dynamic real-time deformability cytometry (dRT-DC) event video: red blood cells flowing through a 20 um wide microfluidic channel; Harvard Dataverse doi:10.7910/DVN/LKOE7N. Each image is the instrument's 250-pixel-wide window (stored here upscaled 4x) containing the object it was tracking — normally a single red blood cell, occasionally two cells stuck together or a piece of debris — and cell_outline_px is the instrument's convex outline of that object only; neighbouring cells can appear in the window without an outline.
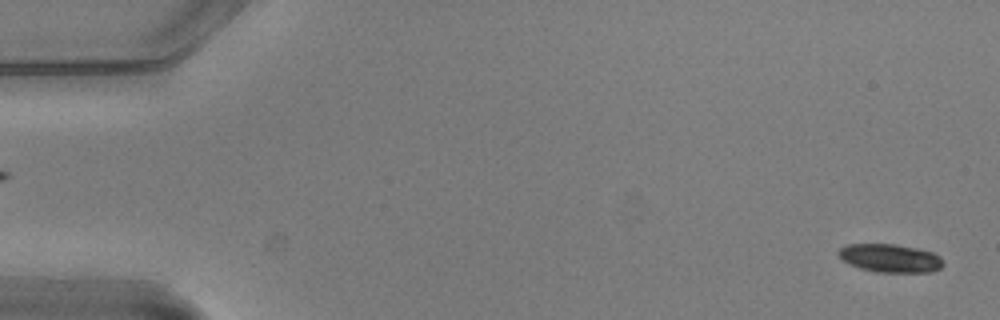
{"species": "common noctule bat (a hibernating species)", "species_latin": "Nyctalus noctula", "temperature_condition": "warm", "stored_images_in_passage": 4, "segment_of_instrument_passage": [2, 2], "camera_frame_rate_fps": 3000, "um_per_image_px": 0.085, "animal": {"sex": "male", "body_mass_g": 20.5, "forearm_length_mm": 52.5}, "frame": {"image": 1, "passage_image": 4, "time_ms": 1.0, "image_size_px": [1000, 320], "cell_outline_px": [[944, 264], [940, 268], [932, 272], [876, 272], [860, 268], [844, 260], [836, 252], [840, 248], [848, 244], [896, 244], [916, 248], [932, 252], [940, 256]], "centroid_in_image_um": [75.69, 21.94], "position_along_channel_um": 9.3, "area_um2": 17.17}}